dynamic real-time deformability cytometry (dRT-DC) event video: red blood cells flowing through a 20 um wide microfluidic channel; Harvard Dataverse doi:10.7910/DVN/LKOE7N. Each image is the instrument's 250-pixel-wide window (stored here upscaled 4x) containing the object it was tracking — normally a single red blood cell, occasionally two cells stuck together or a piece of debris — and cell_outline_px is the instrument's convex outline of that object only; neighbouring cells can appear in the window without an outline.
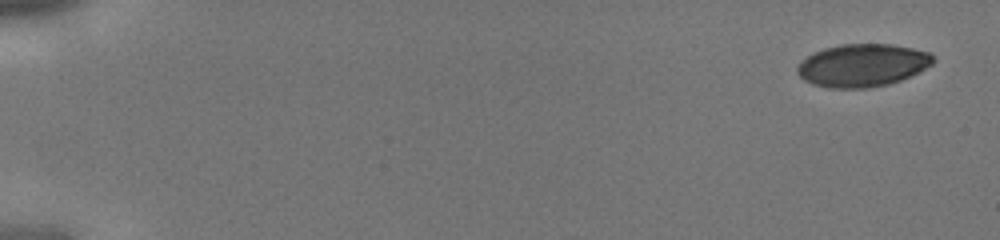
{"species": "human", "species_latin": "Homo sapiens", "temperature_condition": "cold", "stored_images_in_passage": 8, "camera_frame_rate_fps": 3000, "um_per_image_px": 0.085, "donor": {"sex": "male"}, "frame": {"image": 1, "passage_image": 1, "time_ms": 0.0, "image_size_px": [1000, 240], "cell_outline_px": [[932, 64], [900, 80], [888, 84], [868, 88], [828, 88], [812, 84], [804, 80], [796, 72], [796, 68], [800, 60], [824, 48], [840, 44], [892, 44], [912, 48], [928, 52], [932, 56]], "centroid_in_image_um": [73.24, 5.55], "position_along_channel_um": 11.8, "area_um2": 33.64}}
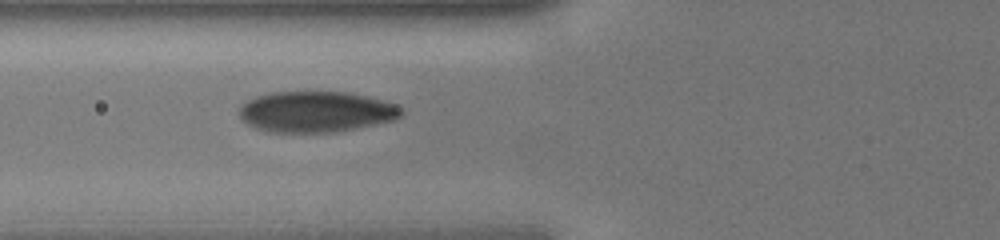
{"frame": {"image": 2, "passage_image": 6, "time_ms": 1.667, "image_size_px": [1000, 240], "cell_outline_px": [[404, 112], [400, 116], [392, 120], [356, 128], [336, 132], [268, 132], [256, 128], [240, 120], [240, 104], [256, 96], [268, 92], [348, 92], [368, 96], [396, 104]], "centroid_in_image_um": [26.83, 9.49], "position_along_channel_um": 99.0, "area_um2": 38.67}}
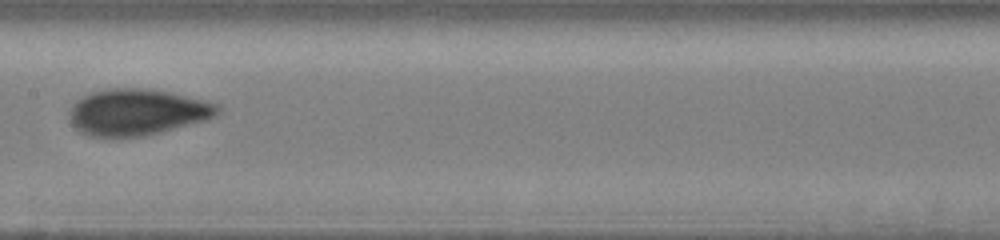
{"frame": {"image": 3, "passage_image": 8, "time_ms": 2.333, "image_size_px": [1000, 240], "cell_outline_px": [[220, 112], [208, 120], [144, 136], [104, 140], [88, 136], [80, 132], [68, 120], [68, 112], [72, 104], [76, 100], [92, 92], [112, 88], [140, 88], [172, 92], [220, 104]], "centroid_in_image_um": [11.62, 9.57], "position_along_channel_um": 195.8, "area_um2": 40.98}}